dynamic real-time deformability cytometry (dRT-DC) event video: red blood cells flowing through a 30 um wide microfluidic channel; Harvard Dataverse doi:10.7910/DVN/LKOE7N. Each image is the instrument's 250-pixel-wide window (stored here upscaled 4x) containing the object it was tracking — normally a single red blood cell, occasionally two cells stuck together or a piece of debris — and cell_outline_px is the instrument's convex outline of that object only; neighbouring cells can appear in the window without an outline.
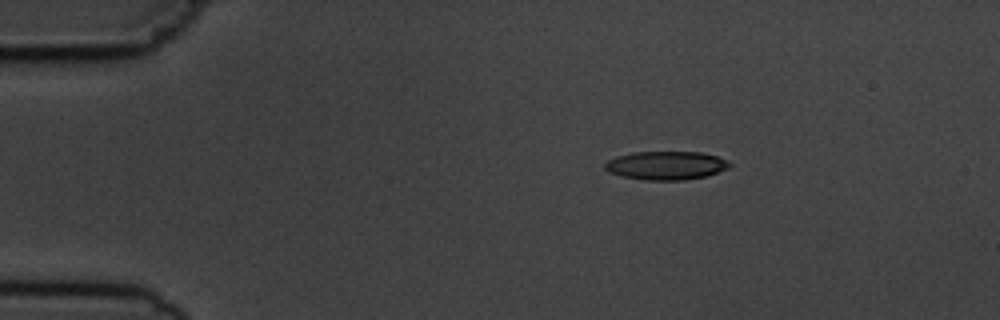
{"species": "common noctule bat (a hibernating species)", "species_latin": "Nyctalus noctula", "temperature_condition": "cold", "stored_images_in_passage": 4, "camera_frame_rate_fps": 3000, "um_per_image_px": 0.085, "animal": {"sex": "male", "body_mass_g": 19.5, "forearm_length_mm": 54.6}, "frame": {"image": 1, "passage_image": 2, "time_ms": 1.333, "image_size_px": [1000, 320], "cell_outline_px": [[732, 164], [728, 168], [704, 176], [684, 180], [644, 180], [620, 176], [608, 172], [604, 168], [604, 164], [608, 160], [616, 156], [632, 152], [700, 152], [716, 156]], "centroid_in_image_um": [56.54, 14.06], "position_along_channel_um": 28.5, "area_um2": 20.63}}
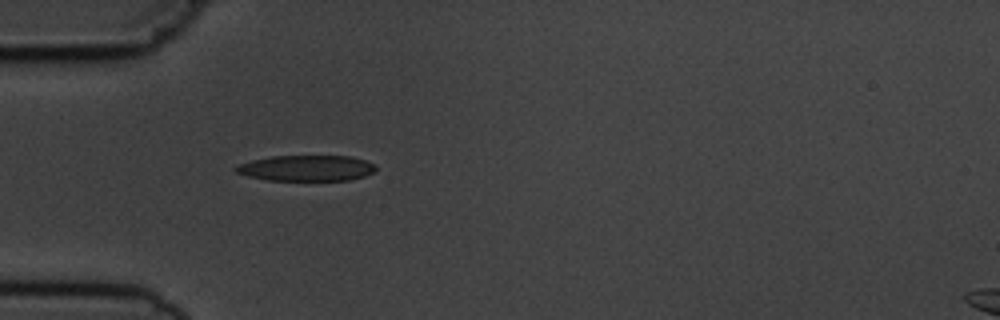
{"frame": {"image": 2, "passage_image": 4, "time_ms": 3.667, "image_size_px": [1000, 320], "cell_outline_px": [[376, 168], [372, 172], [364, 176], [348, 180], [268, 180], [248, 176], [236, 172], [232, 168], [236, 164], [252, 160], [272, 156], [352, 156], [376, 164]], "centroid_in_image_um": [26.01, 14.28], "position_along_channel_um": 59.0, "area_um2": 21.04}}